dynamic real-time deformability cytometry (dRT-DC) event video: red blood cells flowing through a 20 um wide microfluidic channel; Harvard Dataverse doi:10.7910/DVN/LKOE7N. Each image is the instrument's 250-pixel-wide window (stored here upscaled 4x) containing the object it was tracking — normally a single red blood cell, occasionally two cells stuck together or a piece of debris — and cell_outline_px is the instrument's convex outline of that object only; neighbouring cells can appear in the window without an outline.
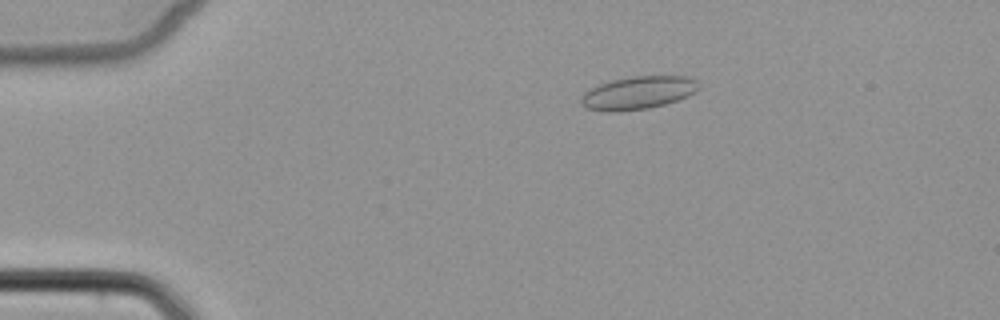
{"species": "common noctule bat (a hibernating species)", "species_latin": "Nyctalus noctula", "temperature_condition": "cold", "stored_images_in_passage": 8, "camera_frame_rate_fps": 3000, "um_per_image_px": 0.085, "animal": {"sex": "female", "body_mass_g": 22.7, "forearm_length_mm": 54.2}, "frame": {"image": 1, "passage_image": 3, "time_ms": 2.333, "image_size_px": [1000, 320], "cell_outline_px": [[700, 88], [696, 92], [688, 96], [664, 104], [648, 108], [620, 112], [604, 112], [584, 108], [580, 104], [580, 96], [584, 92], [600, 84], [612, 80], [632, 76], [688, 76], [696, 80], [700, 84]], "centroid_in_image_um": [54.22, 7.9], "position_along_channel_um": 30.8, "area_um2": 22.89}}
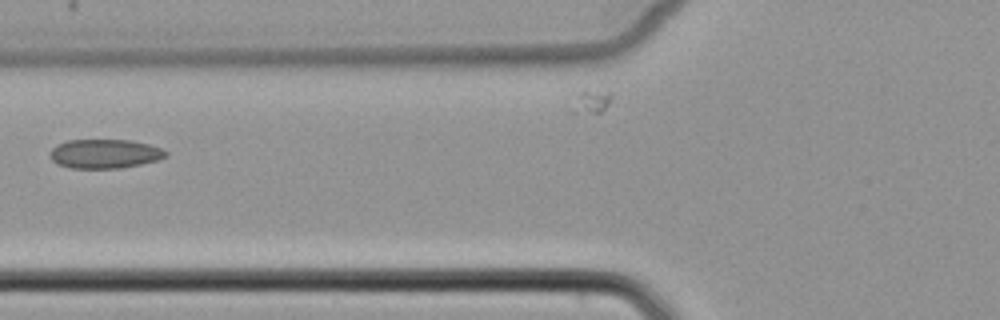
{"frame": {"image": 2, "passage_image": 6, "time_ms": 6.0, "image_size_px": [1000, 320], "cell_outline_px": [[168, 156], [160, 160], [120, 168], [68, 168], [56, 164], [52, 160], [52, 148], [56, 144], [68, 140], [128, 140], [148, 144], [160, 148], [168, 152]], "centroid_in_image_um": [8.91, 13.07], "position_along_channel_um": 116.9, "area_um2": 19.65}}
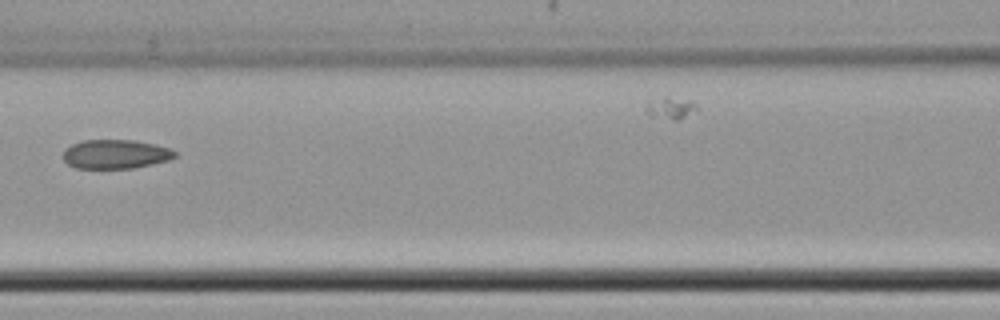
{"frame": {"image": 3, "passage_image": 7, "time_ms": 7.0, "image_size_px": [1000, 320], "cell_outline_px": [[176, 156], [168, 160], [152, 164], [132, 168], [76, 168], [68, 164], [64, 160], [64, 148], [72, 144], [84, 140], [136, 140], [156, 144], [168, 148], [176, 152]], "centroid_in_image_um": [9.81, 13.09], "position_along_channel_um": 156.8, "area_um2": 18.9}}